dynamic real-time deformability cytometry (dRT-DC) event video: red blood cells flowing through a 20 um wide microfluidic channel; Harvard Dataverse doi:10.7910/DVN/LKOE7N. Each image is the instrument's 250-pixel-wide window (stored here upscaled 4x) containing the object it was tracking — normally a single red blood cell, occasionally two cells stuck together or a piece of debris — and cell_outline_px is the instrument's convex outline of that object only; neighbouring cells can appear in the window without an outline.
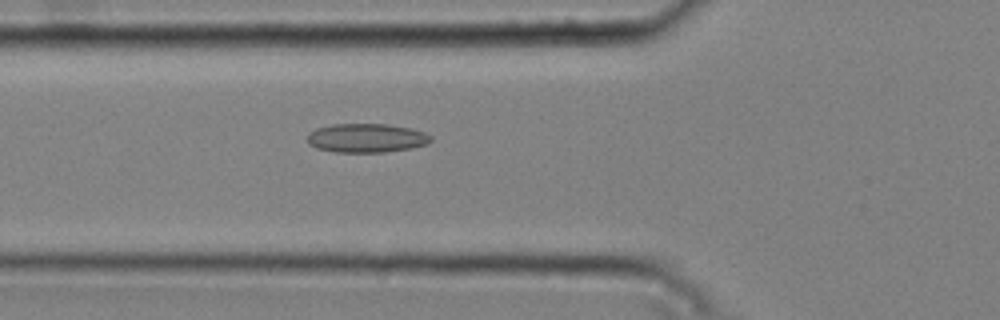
{"species": "common noctule bat (a hibernating species)", "species_latin": "Nyctalus noctula", "temperature_condition": "cold", "stored_images_in_passage": 47, "camera_frame_rate_fps": 3000, "um_per_image_px": 0.085, "animal": {"sex": "male", "body_mass_g": 20.4}, "frame": {"image": 1, "passage_image": 19, "time_ms": 6.0, "image_size_px": [1000, 320], "cell_outline_px": [[432, 140], [428, 144], [412, 148], [384, 152], [336, 152], [316, 148], [308, 144], [308, 132], [316, 128], [332, 124], [388, 124], [412, 128], [424, 132], [432, 136]], "centroid_in_image_um": [31.16, 11.73], "position_along_channel_um": 94.6, "area_um2": 21.04}}
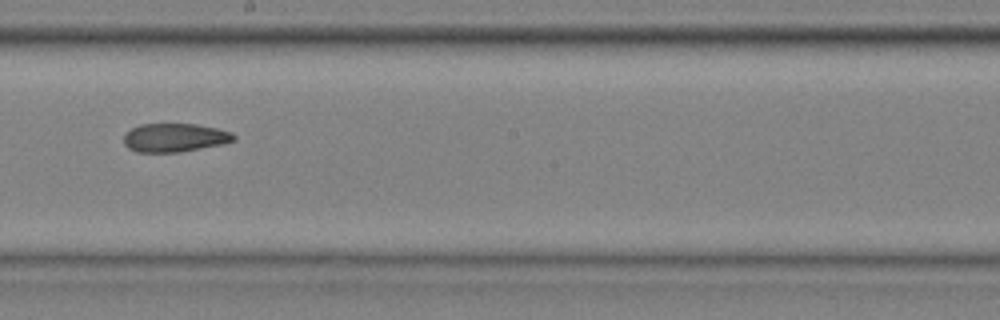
{"frame": {"image": 2, "passage_image": 30, "time_ms": 9.667, "image_size_px": [1000, 320], "cell_outline_px": [[236, 140], [224, 144], [180, 152], [136, 152], [128, 148], [124, 144], [124, 132], [140, 124], [196, 124], [216, 128], [232, 132], [236, 136]], "centroid_in_image_um": [14.85, 11.7], "position_along_channel_um": 233.3, "area_um2": 18.5}}
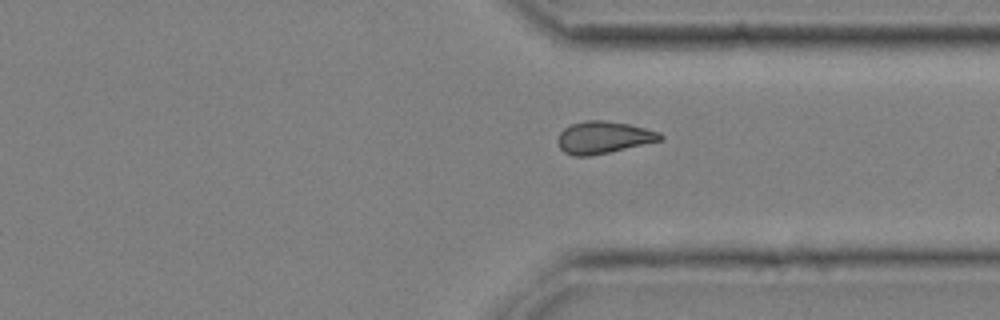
{"frame": {"image": 3, "passage_image": 40, "time_ms": 13.0, "image_size_px": [1000, 320], "cell_outline_px": [[664, 140], [592, 156], [572, 156], [564, 152], [560, 148], [556, 140], [560, 132], [564, 128], [572, 124], [584, 120], [604, 120], [628, 124], [660, 132], [664, 136]], "centroid_in_image_um": [51.29, 11.69], "position_along_channel_um": 360.1, "area_um2": 19.42}, "authors_computed_cell_mechanics": {"area_um2": 19.5364, "velocity_mm_per_s": 3.7749, "shape_relaxation_time_tau1_ms": null, "shape_relaxation_time_tau2_ms": 5.0819, "deformation_change_tau1": null, "deformation_change_tau2": 0.1074}}